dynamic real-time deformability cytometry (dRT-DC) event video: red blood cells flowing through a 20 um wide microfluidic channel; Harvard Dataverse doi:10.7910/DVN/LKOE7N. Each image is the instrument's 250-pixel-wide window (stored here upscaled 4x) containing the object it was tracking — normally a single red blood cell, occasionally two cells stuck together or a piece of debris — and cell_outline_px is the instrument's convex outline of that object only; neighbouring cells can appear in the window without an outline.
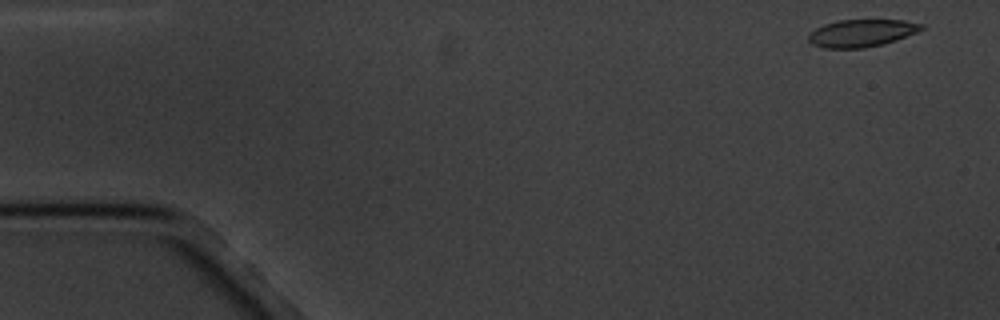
{"species": "common noctule bat (a hibernating species)", "species_latin": "Nyctalus noctula", "temperature_condition": "cold", "stored_images_in_passage": 6, "segment_of_instrument_passage": [1, 2], "camera_frame_rate_fps": 3000, "um_per_image_px": 0.085, "animal": {"sex": "male", "body_mass_g": 20.1, "forearm_length_mm": 53.5}, "frame": {"image": 1, "passage_image": 1, "time_ms": 0.0, "image_size_px": [1000, 320], "cell_outline_px": [[924, 28], [916, 32], [896, 40], [884, 44], [864, 48], [824, 48], [812, 44], [808, 40], [808, 36], [816, 28], [824, 24], [840, 20], [904, 20], [924, 24]], "centroid_in_image_um": [73.24, 2.81], "position_along_channel_um": 11.8, "area_um2": 17.98}}